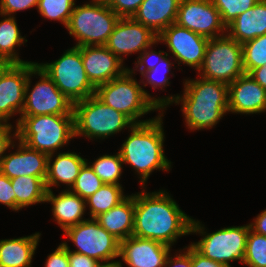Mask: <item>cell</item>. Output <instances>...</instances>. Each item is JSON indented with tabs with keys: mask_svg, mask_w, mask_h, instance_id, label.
<instances>
[{
	"mask_svg": "<svg viewBox=\"0 0 266 267\" xmlns=\"http://www.w3.org/2000/svg\"><path fill=\"white\" fill-rule=\"evenodd\" d=\"M228 112L260 114L266 112V90L249 74L238 77L228 85Z\"/></svg>",
	"mask_w": 266,
	"mask_h": 267,
	"instance_id": "obj_20",
	"label": "cell"
},
{
	"mask_svg": "<svg viewBox=\"0 0 266 267\" xmlns=\"http://www.w3.org/2000/svg\"><path fill=\"white\" fill-rule=\"evenodd\" d=\"M191 260H192V267H232L224 263L213 261L203 256L192 245H191Z\"/></svg>",
	"mask_w": 266,
	"mask_h": 267,
	"instance_id": "obj_45",
	"label": "cell"
},
{
	"mask_svg": "<svg viewBox=\"0 0 266 267\" xmlns=\"http://www.w3.org/2000/svg\"><path fill=\"white\" fill-rule=\"evenodd\" d=\"M0 58L10 64H23L31 61L20 59L16 50L18 47L27 43L26 36H22L18 28L16 17L0 13Z\"/></svg>",
	"mask_w": 266,
	"mask_h": 267,
	"instance_id": "obj_27",
	"label": "cell"
},
{
	"mask_svg": "<svg viewBox=\"0 0 266 267\" xmlns=\"http://www.w3.org/2000/svg\"><path fill=\"white\" fill-rule=\"evenodd\" d=\"M80 51L86 75L95 88L122 76L129 68L105 45L80 46Z\"/></svg>",
	"mask_w": 266,
	"mask_h": 267,
	"instance_id": "obj_17",
	"label": "cell"
},
{
	"mask_svg": "<svg viewBox=\"0 0 266 267\" xmlns=\"http://www.w3.org/2000/svg\"><path fill=\"white\" fill-rule=\"evenodd\" d=\"M227 27L237 16L253 7L260 0H211Z\"/></svg>",
	"mask_w": 266,
	"mask_h": 267,
	"instance_id": "obj_36",
	"label": "cell"
},
{
	"mask_svg": "<svg viewBox=\"0 0 266 267\" xmlns=\"http://www.w3.org/2000/svg\"><path fill=\"white\" fill-rule=\"evenodd\" d=\"M15 193V211L34 204L45 203L47 188L45 179L34 176H19L11 179Z\"/></svg>",
	"mask_w": 266,
	"mask_h": 267,
	"instance_id": "obj_28",
	"label": "cell"
},
{
	"mask_svg": "<svg viewBox=\"0 0 266 267\" xmlns=\"http://www.w3.org/2000/svg\"><path fill=\"white\" fill-rule=\"evenodd\" d=\"M76 0H39L37 12L50 21H58L67 27Z\"/></svg>",
	"mask_w": 266,
	"mask_h": 267,
	"instance_id": "obj_31",
	"label": "cell"
},
{
	"mask_svg": "<svg viewBox=\"0 0 266 267\" xmlns=\"http://www.w3.org/2000/svg\"><path fill=\"white\" fill-rule=\"evenodd\" d=\"M208 38L181 27L176 23L169 25L158 35V41L166 44L167 53L172 55L174 62L198 71L202 66Z\"/></svg>",
	"mask_w": 266,
	"mask_h": 267,
	"instance_id": "obj_13",
	"label": "cell"
},
{
	"mask_svg": "<svg viewBox=\"0 0 266 267\" xmlns=\"http://www.w3.org/2000/svg\"><path fill=\"white\" fill-rule=\"evenodd\" d=\"M39 0H0V13L13 16L14 13L38 6Z\"/></svg>",
	"mask_w": 266,
	"mask_h": 267,
	"instance_id": "obj_40",
	"label": "cell"
},
{
	"mask_svg": "<svg viewBox=\"0 0 266 267\" xmlns=\"http://www.w3.org/2000/svg\"><path fill=\"white\" fill-rule=\"evenodd\" d=\"M86 162V158L69 150L48 155L45 178L47 191L52 190V186L58 188L62 184L66 186L65 190H70L79 175L80 169Z\"/></svg>",
	"mask_w": 266,
	"mask_h": 267,
	"instance_id": "obj_21",
	"label": "cell"
},
{
	"mask_svg": "<svg viewBox=\"0 0 266 267\" xmlns=\"http://www.w3.org/2000/svg\"><path fill=\"white\" fill-rule=\"evenodd\" d=\"M76 249L73 252L84 254L100 263L118 261L120 241L100 226L95 218H87L63 232Z\"/></svg>",
	"mask_w": 266,
	"mask_h": 267,
	"instance_id": "obj_12",
	"label": "cell"
},
{
	"mask_svg": "<svg viewBox=\"0 0 266 267\" xmlns=\"http://www.w3.org/2000/svg\"><path fill=\"white\" fill-rule=\"evenodd\" d=\"M169 54L167 53L162 59L161 61L154 66V68H152L149 71H145L141 77L142 80L140 81L143 85V87H146L148 85H151V87L153 88V90L161 88L162 91H165L166 87L170 86L171 82H170V78L168 75L171 72V69L173 67V65H175V62H172L169 59ZM159 73L161 75H159ZM169 73V74H168ZM159 77H157L158 75ZM146 81V82H145ZM164 89V90H163Z\"/></svg>",
	"mask_w": 266,
	"mask_h": 267,
	"instance_id": "obj_34",
	"label": "cell"
},
{
	"mask_svg": "<svg viewBox=\"0 0 266 267\" xmlns=\"http://www.w3.org/2000/svg\"><path fill=\"white\" fill-rule=\"evenodd\" d=\"M248 267H266V236L249 230L243 263Z\"/></svg>",
	"mask_w": 266,
	"mask_h": 267,
	"instance_id": "obj_33",
	"label": "cell"
},
{
	"mask_svg": "<svg viewBox=\"0 0 266 267\" xmlns=\"http://www.w3.org/2000/svg\"><path fill=\"white\" fill-rule=\"evenodd\" d=\"M250 224L229 226L208 233L205 225L192 219L190 234H199L202 238L190 244L203 256L231 266L230 262L243 263Z\"/></svg>",
	"mask_w": 266,
	"mask_h": 267,
	"instance_id": "obj_8",
	"label": "cell"
},
{
	"mask_svg": "<svg viewBox=\"0 0 266 267\" xmlns=\"http://www.w3.org/2000/svg\"><path fill=\"white\" fill-rule=\"evenodd\" d=\"M175 23L208 39L227 33V27L211 0H181Z\"/></svg>",
	"mask_w": 266,
	"mask_h": 267,
	"instance_id": "obj_14",
	"label": "cell"
},
{
	"mask_svg": "<svg viewBox=\"0 0 266 267\" xmlns=\"http://www.w3.org/2000/svg\"><path fill=\"white\" fill-rule=\"evenodd\" d=\"M122 265H123V263L119 259L118 261L99 263L96 267H123Z\"/></svg>",
	"mask_w": 266,
	"mask_h": 267,
	"instance_id": "obj_48",
	"label": "cell"
},
{
	"mask_svg": "<svg viewBox=\"0 0 266 267\" xmlns=\"http://www.w3.org/2000/svg\"><path fill=\"white\" fill-rule=\"evenodd\" d=\"M46 203H50L52 208L53 221H55L63 232L69 227L75 226L86 220L84 218L86 200L70 190H61L58 195L49 190L46 193Z\"/></svg>",
	"mask_w": 266,
	"mask_h": 267,
	"instance_id": "obj_22",
	"label": "cell"
},
{
	"mask_svg": "<svg viewBox=\"0 0 266 267\" xmlns=\"http://www.w3.org/2000/svg\"><path fill=\"white\" fill-rule=\"evenodd\" d=\"M15 128V129H14ZM13 129V130H12ZM17 139V127L10 122H0V164L7 150L14 149L13 143Z\"/></svg>",
	"mask_w": 266,
	"mask_h": 267,
	"instance_id": "obj_39",
	"label": "cell"
},
{
	"mask_svg": "<svg viewBox=\"0 0 266 267\" xmlns=\"http://www.w3.org/2000/svg\"><path fill=\"white\" fill-rule=\"evenodd\" d=\"M249 224L254 232L266 236V209L262 210Z\"/></svg>",
	"mask_w": 266,
	"mask_h": 267,
	"instance_id": "obj_46",
	"label": "cell"
},
{
	"mask_svg": "<svg viewBox=\"0 0 266 267\" xmlns=\"http://www.w3.org/2000/svg\"><path fill=\"white\" fill-rule=\"evenodd\" d=\"M44 267H69L68 249L60 243L53 253L47 256Z\"/></svg>",
	"mask_w": 266,
	"mask_h": 267,
	"instance_id": "obj_43",
	"label": "cell"
},
{
	"mask_svg": "<svg viewBox=\"0 0 266 267\" xmlns=\"http://www.w3.org/2000/svg\"><path fill=\"white\" fill-rule=\"evenodd\" d=\"M41 233L0 240V267H31Z\"/></svg>",
	"mask_w": 266,
	"mask_h": 267,
	"instance_id": "obj_25",
	"label": "cell"
},
{
	"mask_svg": "<svg viewBox=\"0 0 266 267\" xmlns=\"http://www.w3.org/2000/svg\"><path fill=\"white\" fill-rule=\"evenodd\" d=\"M227 34L243 44L266 34V0L258 1L253 7L237 16L228 26Z\"/></svg>",
	"mask_w": 266,
	"mask_h": 267,
	"instance_id": "obj_24",
	"label": "cell"
},
{
	"mask_svg": "<svg viewBox=\"0 0 266 267\" xmlns=\"http://www.w3.org/2000/svg\"><path fill=\"white\" fill-rule=\"evenodd\" d=\"M58 89L73 103L95 95L84 69L80 47L68 48L57 60L38 63Z\"/></svg>",
	"mask_w": 266,
	"mask_h": 267,
	"instance_id": "obj_10",
	"label": "cell"
},
{
	"mask_svg": "<svg viewBox=\"0 0 266 267\" xmlns=\"http://www.w3.org/2000/svg\"><path fill=\"white\" fill-rule=\"evenodd\" d=\"M37 62L10 64L0 75V122L21 115L25 104V87L30 71Z\"/></svg>",
	"mask_w": 266,
	"mask_h": 267,
	"instance_id": "obj_16",
	"label": "cell"
},
{
	"mask_svg": "<svg viewBox=\"0 0 266 267\" xmlns=\"http://www.w3.org/2000/svg\"><path fill=\"white\" fill-rule=\"evenodd\" d=\"M151 48L153 49V45L150 47H147L141 54H138L137 61H134L135 67L132 69L128 68V70L133 75H136L135 71H138L142 75L145 71L151 70L167 54L166 51H163V50L154 51Z\"/></svg>",
	"mask_w": 266,
	"mask_h": 267,
	"instance_id": "obj_37",
	"label": "cell"
},
{
	"mask_svg": "<svg viewBox=\"0 0 266 267\" xmlns=\"http://www.w3.org/2000/svg\"><path fill=\"white\" fill-rule=\"evenodd\" d=\"M68 249L69 267H96L100 262L84 254L73 252L66 241L62 242Z\"/></svg>",
	"mask_w": 266,
	"mask_h": 267,
	"instance_id": "obj_44",
	"label": "cell"
},
{
	"mask_svg": "<svg viewBox=\"0 0 266 267\" xmlns=\"http://www.w3.org/2000/svg\"><path fill=\"white\" fill-rule=\"evenodd\" d=\"M40 79L31 87V77ZM73 102L55 85L46 72L36 65L29 73L25 87V104L20 116L74 115Z\"/></svg>",
	"mask_w": 266,
	"mask_h": 267,
	"instance_id": "obj_11",
	"label": "cell"
},
{
	"mask_svg": "<svg viewBox=\"0 0 266 267\" xmlns=\"http://www.w3.org/2000/svg\"><path fill=\"white\" fill-rule=\"evenodd\" d=\"M103 185L104 183L102 182V180L96 175L94 170L86 162L80 169L79 175L76 178V181L71 187L70 191L87 200Z\"/></svg>",
	"mask_w": 266,
	"mask_h": 267,
	"instance_id": "obj_35",
	"label": "cell"
},
{
	"mask_svg": "<svg viewBox=\"0 0 266 267\" xmlns=\"http://www.w3.org/2000/svg\"><path fill=\"white\" fill-rule=\"evenodd\" d=\"M119 19L106 1L91 0L75 5L66 29L77 42L74 46L105 45Z\"/></svg>",
	"mask_w": 266,
	"mask_h": 267,
	"instance_id": "obj_7",
	"label": "cell"
},
{
	"mask_svg": "<svg viewBox=\"0 0 266 267\" xmlns=\"http://www.w3.org/2000/svg\"><path fill=\"white\" fill-rule=\"evenodd\" d=\"M10 65V63L4 59L0 58V75L3 73V71Z\"/></svg>",
	"mask_w": 266,
	"mask_h": 267,
	"instance_id": "obj_49",
	"label": "cell"
},
{
	"mask_svg": "<svg viewBox=\"0 0 266 267\" xmlns=\"http://www.w3.org/2000/svg\"><path fill=\"white\" fill-rule=\"evenodd\" d=\"M249 75L266 90V65L253 69Z\"/></svg>",
	"mask_w": 266,
	"mask_h": 267,
	"instance_id": "obj_47",
	"label": "cell"
},
{
	"mask_svg": "<svg viewBox=\"0 0 266 267\" xmlns=\"http://www.w3.org/2000/svg\"><path fill=\"white\" fill-rule=\"evenodd\" d=\"M124 194L122 185L104 184L86 200V209L89 207V218H96L100 214L108 212L128 196Z\"/></svg>",
	"mask_w": 266,
	"mask_h": 267,
	"instance_id": "obj_29",
	"label": "cell"
},
{
	"mask_svg": "<svg viewBox=\"0 0 266 267\" xmlns=\"http://www.w3.org/2000/svg\"><path fill=\"white\" fill-rule=\"evenodd\" d=\"M158 44L157 34L128 17L119 19L105 46L124 62V57L141 54L147 47Z\"/></svg>",
	"mask_w": 266,
	"mask_h": 267,
	"instance_id": "obj_15",
	"label": "cell"
},
{
	"mask_svg": "<svg viewBox=\"0 0 266 267\" xmlns=\"http://www.w3.org/2000/svg\"><path fill=\"white\" fill-rule=\"evenodd\" d=\"M183 94L161 96V112L169 105L181 104L186 128L212 129L228 114V85L198 76L185 79Z\"/></svg>",
	"mask_w": 266,
	"mask_h": 267,
	"instance_id": "obj_2",
	"label": "cell"
},
{
	"mask_svg": "<svg viewBox=\"0 0 266 267\" xmlns=\"http://www.w3.org/2000/svg\"><path fill=\"white\" fill-rule=\"evenodd\" d=\"M134 193L132 235L156 240L172 247L181 236L190 235L192 216L180 209L166 189Z\"/></svg>",
	"mask_w": 266,
	"mask_h": 267,
	"instance_id": "obj_1",
	"label": "cell"
},
{
	"mask_svg": "<svg viewBox=\"0 0 266 267\" xmlns=\"http://www.w3.org/2000/svg\"><path fill=\"white\" fill-rule=\"evenodd\" d=\"M74 136L104 140L131 128L134 124L126 115L106 105L95 95L73 104Z\"/></svg>",
	"mask_w": 266,
	"mask_h": 267,
	"instance_id": "obj_6",
	"label": "cell"
},
{
	"mask_svg": "<svg viewBox=\"0 0 266 267\" xmlns=\"http://www.w3.org/2000/svg\"><path fill=\"white\" fill-rule=\"evenodd\" d=\"M180 251V252H179ZM175 255L171 256V252L168 255L164 267H192L191 260V244L179 249Z\"/></svg>",
	"mask_w": 266,
	"mask_h": 267,
	"instance_id": "obj_42",
	"label": "cell"
},
{
	"mask_svg": "<svg viewBox=\"0 0 266 267\" xmlns=\"http://www.w3.org/2000/svg\"><path fill=\"white\" fill-rule=\"evenodd\" d=\"M198 76L229 85L245 74L242 44L227 33L208 40Z\"/></svg>",
	"mask_w": 266,
	"mask_h": 267,
	"instance_id": "obj_9",
	"label": "cell"
},
{
	"mask_svg": "<svg viewBox=\"0 0 266 267\" xmlns=\"http://www.w3.org/2000/svg\"><path fill=\"white\" fill-rule=\"evenodd\" d=\"M16 120L17 139L47 155L57 153L75 138L74 115L20 116Z\"/></svg>",
	"mask_w": 266,
	"mask_h": 267,
	"instance_id": "obj_5",
	"label": "cell"
},
{
	"mask_svg": "<svg viewBox=\"0 0 266 267\" xmlns=\"http://www.w3.org/2000/svg\"><path fill=\"white\" fill-rule=\"evenodd\" d=\"M96 175L104 184L122 185L120 182L123 172V161L119 151L116 154H104L94 159V162H88Z\"/></svg>",
	"mask_w": 266,
	"mask_h": 267,
	"instance_id": "obj_30",
	"label": "cell"
},
{
	"mask_svg": "<svg viewBox=\"0 0 266 267\" xmlns=\"http://www.w3.org/2000/svg\"><path fill=\"white\" fill-rule=\"evenodd\" d=\"M0 203L15 211V193L11 179L0 172Z\"/></svg>",
	"mask_w": 266,
	"mask_h": 267,
	"instance_id": "obj_41",
	"label": "cell"
},
{
	"mask_svg": "<svg viewBox=\"0 0 266 267\" xmlns=\"http://www.w3.org/2000/svg\"><path fill=\"white\" fill-rule=\"evenodd\" d=\"M180 1L144 0L132 18L159 35L169 25L175 23Z\"/></svg>",
	"mask_w": 266,
	"mask_h": 267,
	"instance_id": "obj_23",
	"label": "cell"
},
{
	"mask_svg": "<svg viewBox=\"0 0 266 267\" xmlns=\"http://www.w3.org/2000/svg\"><path fill=\"white\" fill-rule=\"evenodd\" d=\"M95 96L106 105L126 115L134 124L153 119L139 120L151 111L161 112V97H153L142 88L141 82L127 70L122 76L99 85Z\"/></svg>",
	"mask_w": 266,
	"mask_h": 267,
	"instance_id": "obj_4",
	"label": "cell"
},
{
	"mask_svg": "<svg viewBox=\"0 0 266 267\" xmlns=\"http://www.w3.org/2000/svg\"><path fill=\"white\" fill-rule=\"evenodd\" d=\"M134 194L128 195L122 202L95 219L101 227L119 241L132 235L134 228Z\"/></svg>",
	"mask_w": 266,
	"mask_h": 267,
	"instance_id": "obj_26",
	"label": "cell"
},
{
	"mask_svg": "<svg viewBox=\"0 0 266 267\" xmlns=\"http://www.w3.org/2000/svg\"><path fill=\"white\" fill-rule=\"evenodd\" d=\"M245 74L266 65V34L242 44Z\"/></svg>",
	"mask_w": 266,
	"mask_h": 267,
	"instance_id": "obj_32",
	"label": "cell"
},
{
	"mask_svg": "<svg viewBox=\"0 0 266 267\" xmlns=\"http://www.w3.org/2000/svg\"><path fill=\"white\" fill-rule=\"evenodd\" d=\"M172 247L133 235L120 241L119 258L128 267H164Z\"/></svg>",
	"mask_w": 266,
	"mask_h": 267,
	"instance_id": "obj_18",
	"label": "cell"
},
{
	"mask_svg": "<svg viewBox=\"0 0 266 267\" xmlns=\"http://www.w3.org/2000/svg\"><path fill=\"white\" fill-rule=\"evenodd\" d=\"M13 148L16 151L6 153L1 161L0 172L3 175H6L10 179L19 176H34L40 179L46 178L47 154L28 147L18 139L13 143Z\"/></svg>",
	"mask_w": 266,
	"mask_h": 267,
	"instance_id": "obj_19",
	"label": "cell"
},
{
	"mask_svg": "<svg viewBox=\"0 0 266 267\" xmlns=\"http://www.w3.org/2000/svg\"><path fill=\"white\" fill-rule=\"evenodd\" d=\"M159 112L152 120L133 124L130 135L118 149L123 164H128L139 177L141 187H146L147 180L154 170L170 171L172 162L164 151L165 132L163 116Z\"/></svg>",
	"mask_w": 266,
	"mask_h": 267,
	"instance_id": "obj_3",
	"label": "cell"
},
{
	"mask_svg": "<svg viewBox=\"0 0 266 267\" xmlns=\"http://www.w3.org/2000/svg\"><path fill=\"white\" fill-rule=\"evenodd\" d=\"M144 0H106L110 9L120 18L133 17Z\"/></svg>",
	"mask_w": 266,
	"mask_h": 267,
	"instance_id": "obj_38",
	"label": "cell"
}]
</instances>
